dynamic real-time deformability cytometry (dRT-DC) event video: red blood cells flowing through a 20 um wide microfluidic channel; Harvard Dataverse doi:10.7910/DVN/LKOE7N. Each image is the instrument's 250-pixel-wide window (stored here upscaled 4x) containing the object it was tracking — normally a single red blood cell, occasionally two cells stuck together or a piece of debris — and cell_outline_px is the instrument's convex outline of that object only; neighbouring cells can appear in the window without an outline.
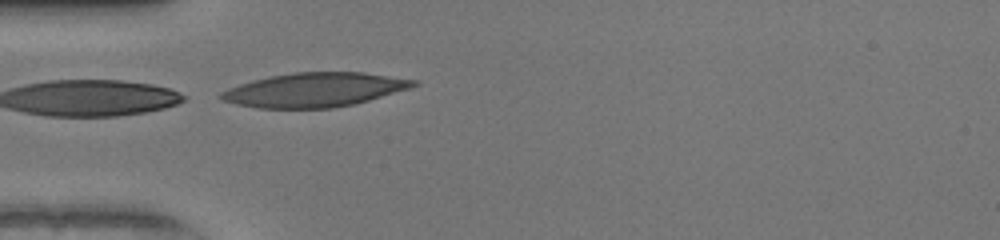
{"species": "human", "species_latin": "Homo sapiens", "temperature_condition": "warm", "stored_images_in_passage": 30, "camera_frame_rate_fps": 3000, "um_per_image_px": 0.085, "donor": {"sex": "female"}, "frame": {"image": 1, "passage_image": 1, "time_ms": 0.0, "image_size_px": [1000, 240], "cell_outline_px": [[420, 84], [408, 88], [356, 104], [332, 108], [256, 108], [236, 104], [224, 100], [220, 96], [220, 92], [228, 88], [240, 84], [272, 76], [296, 72], [364, 72], [416, 80]], "centroid_in_image_um": [26.75, 7.64], "position_along_channel_um": 58.3, "area_um2": 37.92}}
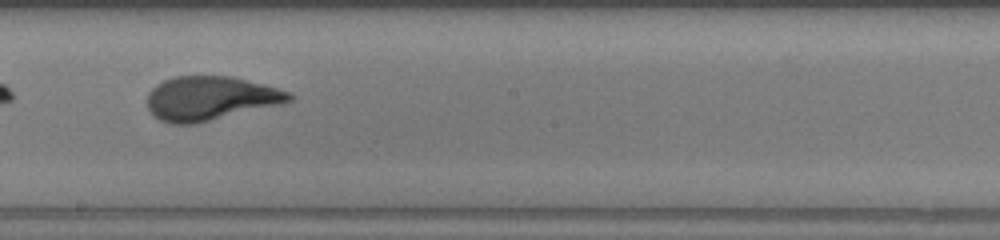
{"frame": {"image": 2, "passage_image": 14, "time_ms": 4.333, "image_size_px": [1000, 240], "cell_outline_px": [[292, 100], [280, 104], [196, 124], [172, 124], [160, 120], [152, 116], [148, 108], [148, 92], [156, 84], [164, 80], [176, 76], [232, 76], [292, 92]], "centroid_in_image_um": [17.84, 8.36], "position_along_channel_um": 230.4, "area_um2": 36.41}}
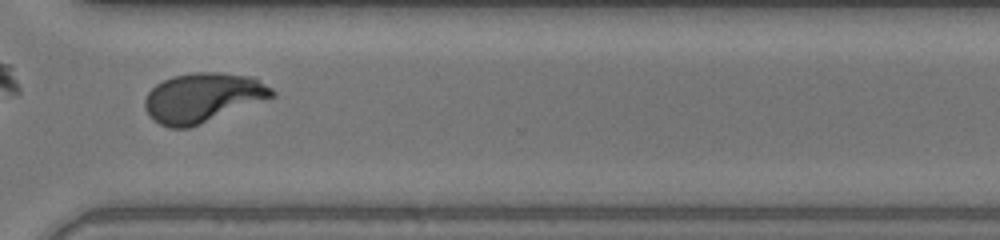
{"frame": {"image": 3, "passage_image": 23, "time_ms": 7.333, "image_size_px": [1000, 240], "cell_outline_px": [[276, 96], [188, 128], [168, 128], [152, 120], [148, 116], [144, 108], [144, 100], [148, 92], [156, 84], [172, 76], [196, 72], [216, 72], [256, 76], [272, 88], [276, 92]], "centroid_in_image_um": [17.24, 8.29], "position_along_channel_um": 353.4, "area_um2": 36.88}, "authors_computed_cell_mechanics": {"area_um2": 36.6163, "velocity_mm_per_s": 4.0916, "shape_relaxation_time_tau1_ms": 4.5227, "shape_relaxation_time_tau2_ms": null, "deformation_change_tau1": 0.2495, "deformation_change_tau2": null}}